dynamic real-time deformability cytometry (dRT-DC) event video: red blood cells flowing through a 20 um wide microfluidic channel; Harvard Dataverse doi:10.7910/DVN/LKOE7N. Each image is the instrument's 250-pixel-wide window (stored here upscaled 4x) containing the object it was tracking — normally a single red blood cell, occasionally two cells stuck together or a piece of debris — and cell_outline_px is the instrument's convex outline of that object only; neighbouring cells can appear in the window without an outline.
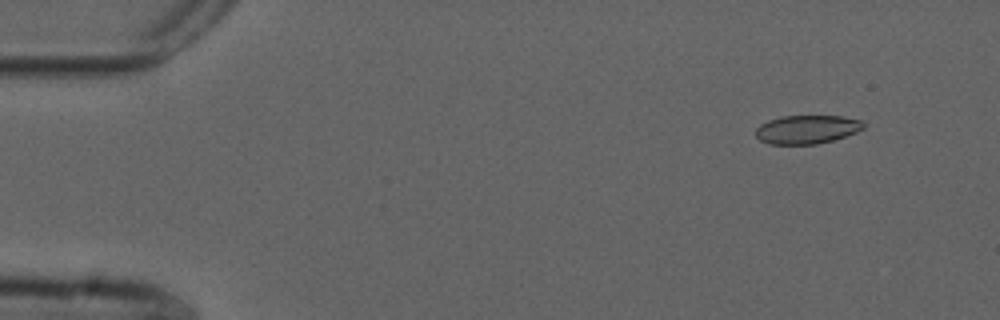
{"species": "common noctule bat (a hibernating species)", "species_latin": "Nyctalus noctula", "temperature_condition": "cold", "stored_images_in_passage": 55, "camera_frame_rate_fps": 3000, "um_per_image_px": 0.085, "animal": {"sex": "male", "forearm_length_mm": 52.5}, "frame": {"image": 1, "passage_image": 5, "time_ms": 1.333, "image_size_px": [1000, 320], "cell_outline_px": [[864, 128], [856, 132], [832, 140], [816, 144], [768, 144], [760, 140], [756, 136], [756, 128], [760, 124], [768, 120], [780, 116], [844, 116], [860, 120], [864, 124]], "centroid_in_image_um": [68.56, 10.99], "position_along_channel_um": 16.4, "area_um2": 17.92}}
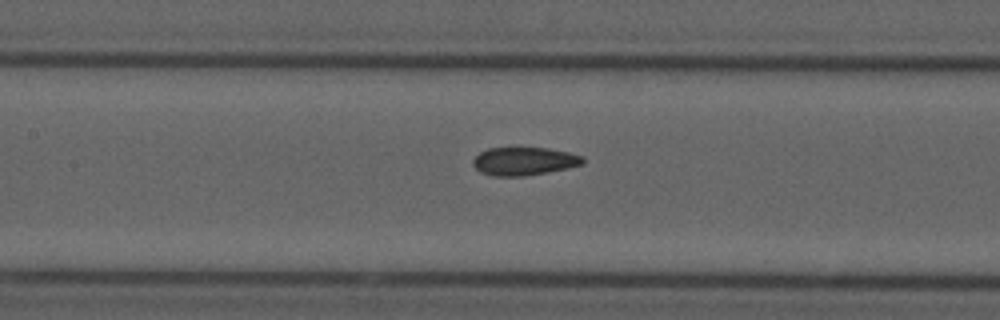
{"frame": {"image": 2, "passage_image": 25, "time_ms": 8.0, "image_size_px": [1000, 320], "cell_outline_px": [[584, 164], [548, 172], [524, 176], [492, 176], [480, 172], [472, 164], [472, 160], [480, 152], [488, 148], [548, 148], [568, 152], [584, 156]], "centroid_in_image_um": [44.54, 13.7], "position_along_channel_um": 162.9, "area_um2": 18.03}}
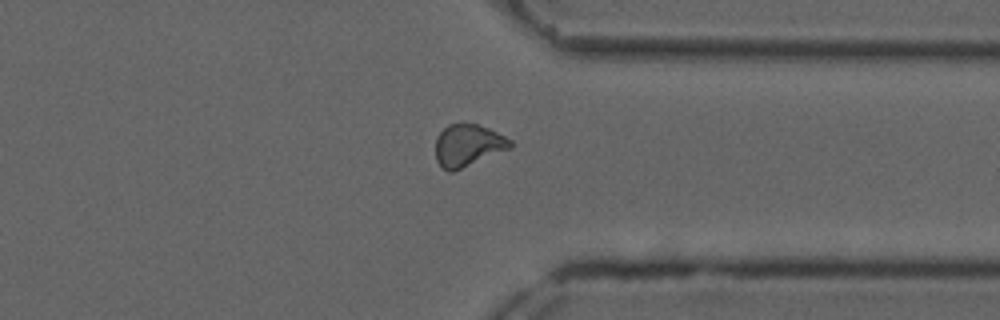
{"frame": {"image": 3, "passage_image": 42, "time_ms": 13.667, "image_size_px": [1000, 320], "cell_outline_px": [[512, 148], [452, 172], [448, 172], [436, 160], [436, 136], [448, 124], [460, 120], [464, 120], [488, 128], [512, 140]], "centroid_in_image_um": [39.77, 12.31], "position_along_channel_um": 371.6, "area_um2": 18.67}, "authors_computed_cell_mechanics": {"area_um2": 18.5538, "velocity_mm_per_s": 3.7291, "shape_relaxation_time_tau1_ms": null, "shape_relaxation_time_tau2_ms": 1.8852, "deformation_change_tau1": null, "deformation_change_tau2": 0.0701}}